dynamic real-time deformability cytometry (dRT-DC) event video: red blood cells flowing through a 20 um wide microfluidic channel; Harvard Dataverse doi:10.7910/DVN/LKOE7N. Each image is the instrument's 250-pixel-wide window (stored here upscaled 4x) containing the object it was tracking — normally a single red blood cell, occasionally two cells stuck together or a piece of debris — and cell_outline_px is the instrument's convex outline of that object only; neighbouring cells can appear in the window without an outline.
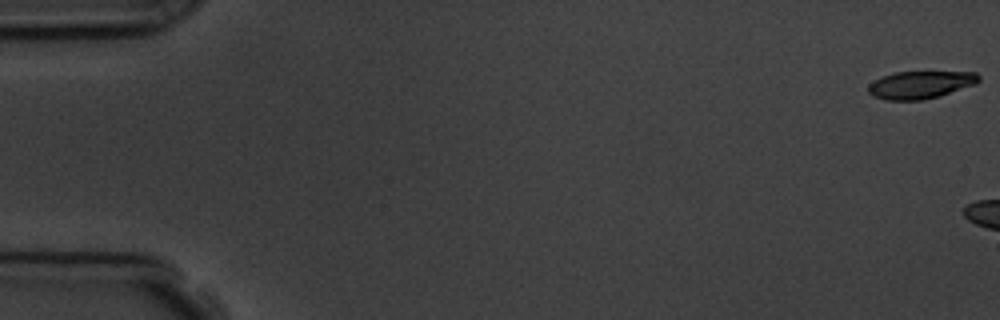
{"species": "common noctule bat (a hibernating species)", "species_latin": "Nyctalus noctula", "temperature_condition": "room temperature", "stored_images_in_passage": 3, "camera_frame_rate_fps": 3000, "um_per_image_px": 0.085, "animal": {"sex": "male", "body_mass_g": 19.5, "forearm_length_mm": 54.6}, "frame": {"image": 1, "passage_image": 1, "time_ms": 0.0, "image_size_px": [1000, 320], "cell_outline_px": [[980, 80], [976, 84], [940, 96], [920, 100], [884, 100], [872, 96], [868, 92], [868, 84], [884, 76], [896, 72], [976, 72], [980, 76]], "centroid_in_image_um": [78.24, 7.21], "position_along_channel_um": 6.8, "area_um2": 17.74}}